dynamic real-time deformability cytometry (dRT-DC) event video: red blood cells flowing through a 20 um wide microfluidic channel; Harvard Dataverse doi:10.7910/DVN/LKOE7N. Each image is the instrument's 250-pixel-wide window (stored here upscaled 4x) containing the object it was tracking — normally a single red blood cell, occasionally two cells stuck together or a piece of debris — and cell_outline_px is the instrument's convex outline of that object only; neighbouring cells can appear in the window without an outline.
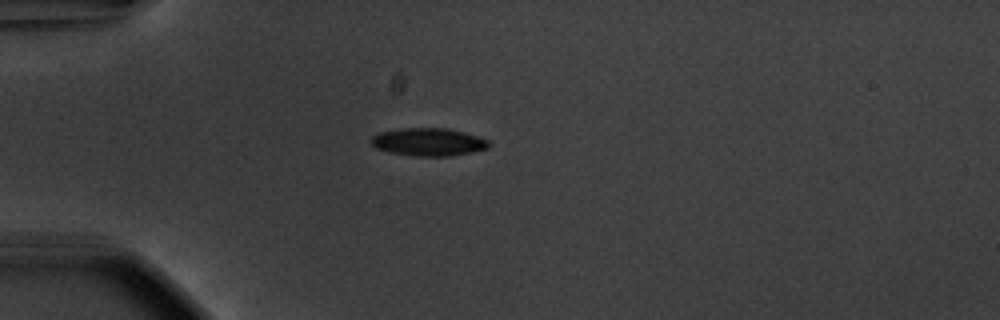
{"species": "common noctule bat (a hibernating species)", "species_latin": "Nyctalus noctula", "temperature_condition": "warm", "stored_images_in_passage": 40, "camera_frame_rate_fps": 3000, "um_per_image_px": 0.085, "animal": {"sex": "male", "body_mass_g": 20.1, "forearm_length_mm": 53.5}, "frame": {"image": 1, "passage_image": 1, "time_ms": 0.0, "image_size_px": [1000, 320], "cell_outline_px": [[492, 144], [488, 148], [472, 152], [452, 156], [416, 156], [388, 152], [376, 148], [372, 144], [372, 136], [380, 132], [400, 128], [448, 128], [464, 132], [488, 140]], "centroid_in_image_um": [36.44, 12.07], "position_along_channel_um": 48.6, "area_um2": 19.13}}
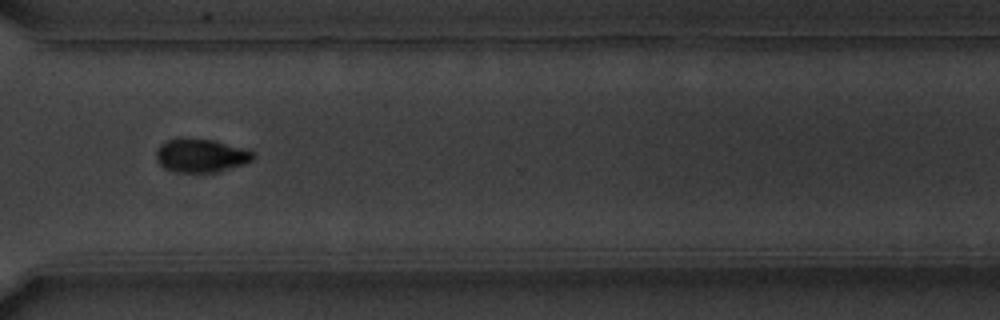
{"frame": {"image": 2, "passage_image": 27, "time_ms": 8.667, "image_size_px": [1000, 320], "cell_outline_px": [[256, 156], [252, 160], [244, 164], [212, 172], [184, 172], [164, 168], [156, 160], [156, 148], [160, 144], [168, 140], [180, 136], [188, 136], [212, 140], [248, 148], [256, 152]], "centroid_in_image_um": [17.09, 13.17], "position_along_channel_um": 353.5, "area_um2": 19.31}}
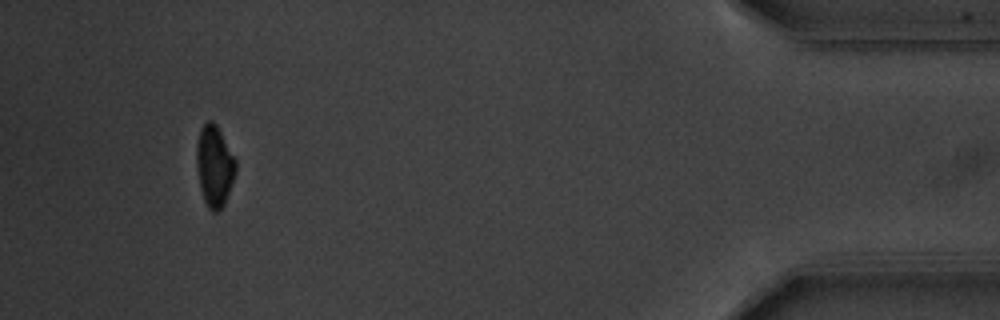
{"frame": {"image": 3, "passage_image": 37, "time_ms": 12.0, "image_size_px": [1000, 320], "cell_outline_px": [[236, 172], [224, 204], [216, 212], [212, 212], [208, 208], [204, 200], [200, 188], [196, 164], [196, 144], [200, 128], [208, 120], [212, 120], [216, 124], [236, 160]], "centroid_in_image_um": [18.21, 14.09], "position_along_channel_um": 417.0, "area_um2": 18.5}, "authors_computed_cell_mechanics": {"area_um2": 19.2185, "velocity_mm_per_s": 3.7374, "shape_relaxation_time_tau1_ms": 2.975, "shape_relaxation_time_tau2_ms": 7.4855, "deformation_change_tau1": 0.1466, "deformation_change_tau2": 0.1032}}